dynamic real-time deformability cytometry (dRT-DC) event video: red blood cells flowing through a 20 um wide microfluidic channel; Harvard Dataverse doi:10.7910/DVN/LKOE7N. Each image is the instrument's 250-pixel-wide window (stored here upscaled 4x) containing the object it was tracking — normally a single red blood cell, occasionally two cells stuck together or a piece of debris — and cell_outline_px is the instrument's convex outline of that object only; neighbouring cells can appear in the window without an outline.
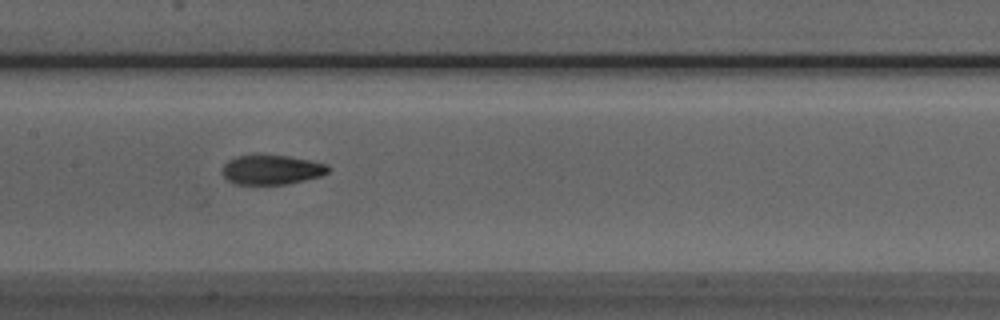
{"species": "Egyptian fruit bat (a non-hibernating species)", "species_latin": "Rousettus aegyptiacus", "temperature_condition": "room temperature", "stored_images_in_passage": 50, "camera_frame_rate_fps": 3000, "um_per_image_px": 0.085, "animal": {"sex": "male"}, "frame": {"image": 1, "passage_image": 24, "time_ms": 7.667, "image_size_px": [1000, 320], "cell_outline_px": [[328, 172], [320, 176], [288, 184], [232, 184], [224, 176], [224, 164], [228, 160], [236, 156], [252, 152], [256, 152], [288, 156], [328, 164]], "centroid_in_image_um": [23.04, 14.38], "position_along_channel_um": 184.4, "area_um2": 18.67}}
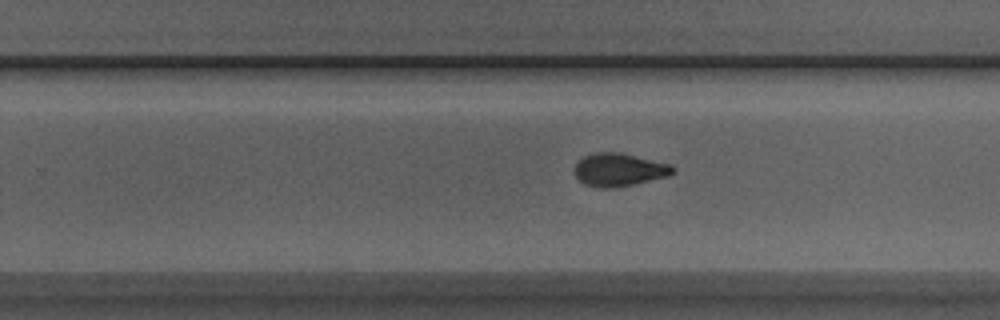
{"frame": {"image": 2, "passage_image": 31, "time_ms": 10.0, "image_size_px": [1000, 320], "cell_outline_px": [[676, 172], [668, 176], [616, 188], [600, 188], [584, 184], [576, 176], [576, 164], [584, 156], [592, 152], [620, 152], [672, 164], [676, 168]], "centroid_in_image_um": [52.67, 14.42], "position_along_channel_um": 277.1, "area_um2": 19.02}}
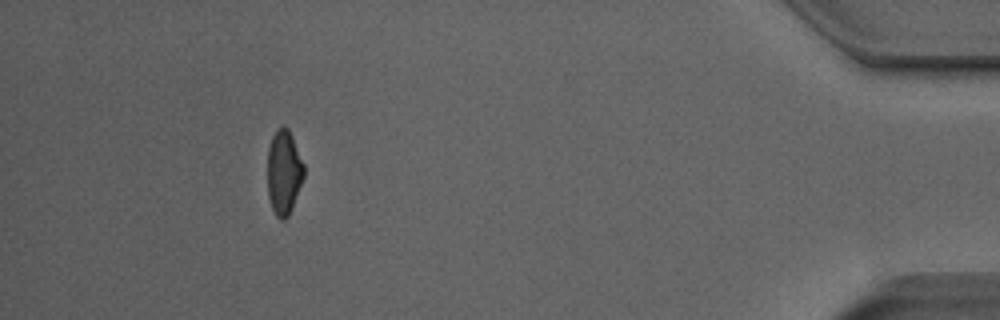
{"frame": {"image": 3, "passage_image": 46, "time_ms": 15.0, "image_size_px": [1000, 320], "cell_outline_px": [[304, 176], [292, 208], [288, 216], [284, 220], [280, 220], [276, 216], [272, 208], [268, 196], [268, 148], [272, 136], [276, 128], [288, 128], [292, 136], [304, 164]], "centroid_in_image_um": [24.12, 14.66], "position_along_channel_um": 411.1, "area_um2": 17.86}, "authors_computed_cell_mechanics": {"area_um2": 18.6116, "velocity_mm_per_s": 3.9987, "shape_relaxation_time_tau1_ms": 3.9752, "shape_relaxation_time_tau2_ms": 1.7082, "deformation_change_tau1": 0.1773, "deformation_change_tau2": 0.0732}}